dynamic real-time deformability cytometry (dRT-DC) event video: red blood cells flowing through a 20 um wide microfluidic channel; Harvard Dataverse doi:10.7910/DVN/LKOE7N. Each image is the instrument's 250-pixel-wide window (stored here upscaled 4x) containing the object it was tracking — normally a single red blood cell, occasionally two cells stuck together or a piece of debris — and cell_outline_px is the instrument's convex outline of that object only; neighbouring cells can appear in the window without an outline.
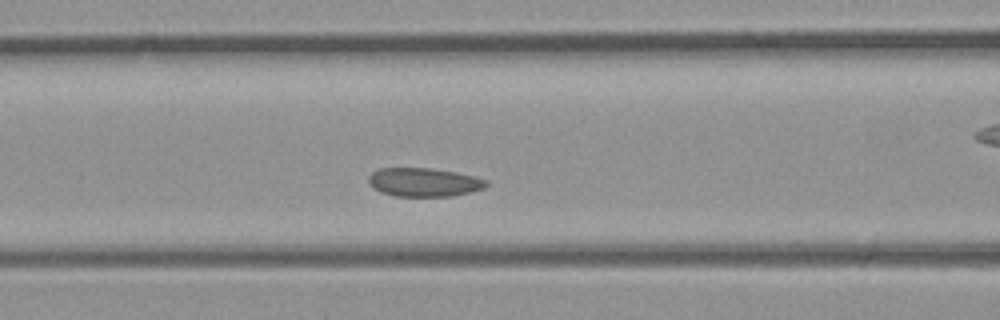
{"species": "common noctule bat (a hibernating species)", "species_latin": "Nyctalus noctula", "temperature_condition": "room temperature", "stored_images_in_passage": 27, "camera_frame_rate_fps": 3000, "um_per_image_px": 0.085, "animal": {"sex": "male", "body_mass_g": 23.1, "forearm_length_mm": 52.7}, "frame": {"image": 1, "passage_image": 5, "time_ms": 1.333, "image_size_px": [1000, 320], "cell_outline_px": [[488, 184], [484, 188], [452, 196], [396, 196], [380, 192], [372, 188], [368, 184], [368, 176], [376, 168], [432, 168], [456, 172], [488, 180]], "centroid_in_image_um": [35.98, 15.48], "position_along_channel_um": 130.6, "area_um2": 19.77}}